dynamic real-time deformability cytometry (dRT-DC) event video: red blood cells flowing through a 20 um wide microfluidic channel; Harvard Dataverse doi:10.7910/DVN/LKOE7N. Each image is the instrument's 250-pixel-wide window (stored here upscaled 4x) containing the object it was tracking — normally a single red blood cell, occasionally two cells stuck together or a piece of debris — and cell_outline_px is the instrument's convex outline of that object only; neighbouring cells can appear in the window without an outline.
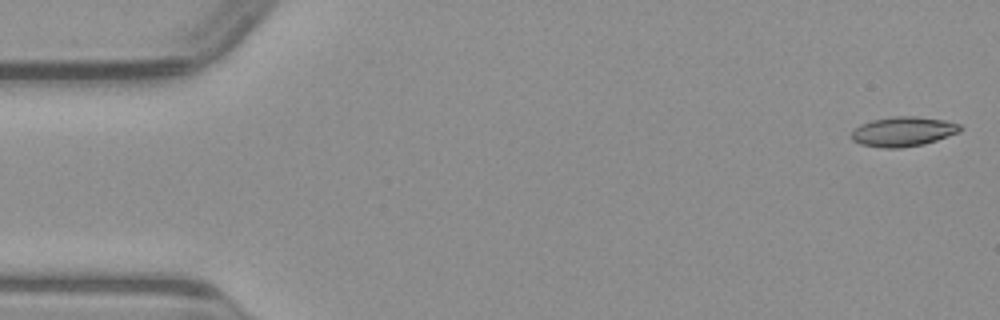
{"species": "common noctule bat (a hibernating species)", "species_latin": "Nyctalus noctula", "temperature_condition": "warm", "stored_images_in_passage": 49, "camera_frame_rate_fps": 3000, "um_per_image_px": 0.085, "animal": {"sex": "male", "body_mass_g": 23.1, "forearm_length_mm": 52.7}, "frame": {"image": 1, "passage_image": 1, "time_ms": 0.0, "image_size_px": [1000, 320], "cell_outline_px": [[964, 128], [960, 132], [924, 144], [900, 148], [880, 148], [860, 144], [852, 140], [852, 132], [860, 124], [872, 120], [892, 116], [916, 116], [944, 120], [960, 124]], "centroid_in_image_um": [76.78, 11.18], "position_along_channel_um": 8.2, "area_um2": 18.9}}
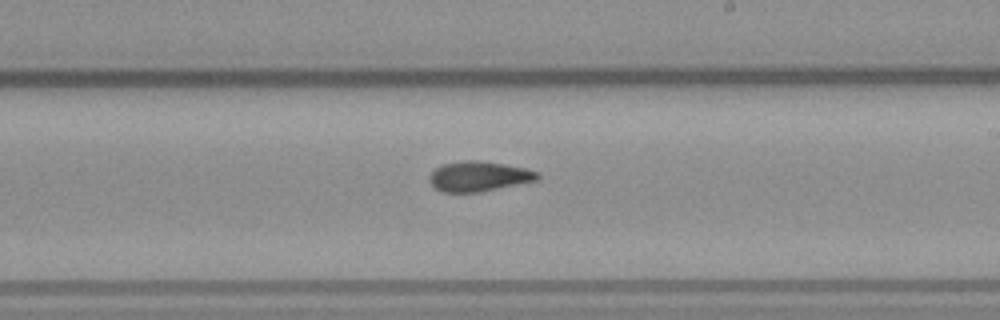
{"frame": {"image": 2, "passage_image": 28, "time_ms": 9.0, "image_size_px": [1000, 320], "cell_outline_px": [[540, 176], [536, 180], [476, 192], [444, 192], [436, 188], [428, 180], [428, 176], [440, 164], [464, 160], [480, 160], [504, 164], [524, 168], [540, 172]], "centroid_in_image_um": [40.66, 14.96], "position_along_channel_um": 248.3, "area_um2": 18.73}}
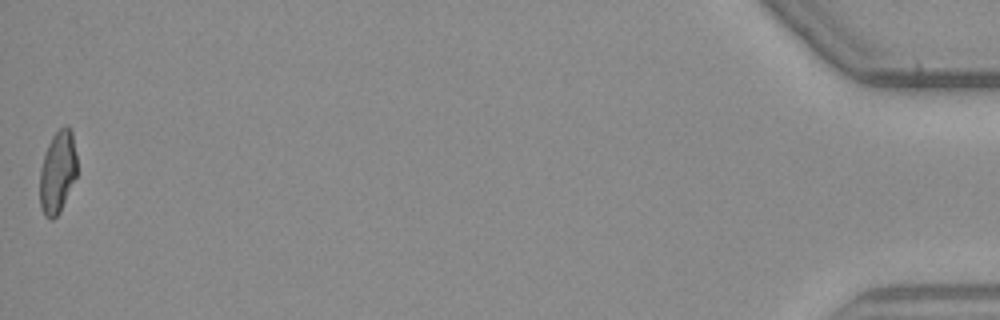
{"frame": {"image": 3, "passage_image": 49, "time_ms": 16.0, "image_size_px": [1000, 320], "cell_outline_px": [[76, 176], [60, 212], [52, 220], [48, 220], [44, 216], [40, 208], [40, 168], [44, 152], [52, 136], [64, 124], [68, 124], [72, 132], [76, 156]], "centroid_in_image_um": [4.87, 14.63], "position_along_channel_um": 430.3, "area_um2": 18.03}}